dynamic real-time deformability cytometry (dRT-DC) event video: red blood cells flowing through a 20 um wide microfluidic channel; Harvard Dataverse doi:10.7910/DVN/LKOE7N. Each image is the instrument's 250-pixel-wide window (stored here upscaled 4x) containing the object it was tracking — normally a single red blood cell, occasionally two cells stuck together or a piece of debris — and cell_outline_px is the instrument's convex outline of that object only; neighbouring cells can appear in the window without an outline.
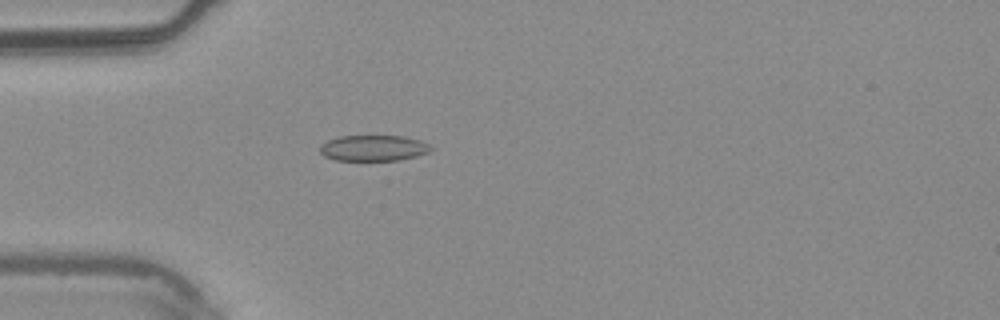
{"species": "common noctule bat (a hibernating species)", "species_latin": "Nyctalus noctula", "temperature_condition": "warm", "stored_images_in_passage": 4, "camera_frame_rate_fps": 3000, "um_per_image_px": 0.085, "animal": {"sex": "male", "body_mass_g": 20.4}, "frame": {"image": 1, "passage_image": 4, "time_ms": 1.0, "image_size_px": [1000, 320], "cell_outline_px": [[432, 148], [428, 152], [416, 156], [400, 160], [336, 160], [324, 156], [320, 152], [320, 144], [328, 140], [340, 136], [404, 136], [420, 140], [428, 144]], "centroid_in_image_um": [31.73, 12.58], "position_along_channel_um": 53.3, "area_um2": 16.65}}